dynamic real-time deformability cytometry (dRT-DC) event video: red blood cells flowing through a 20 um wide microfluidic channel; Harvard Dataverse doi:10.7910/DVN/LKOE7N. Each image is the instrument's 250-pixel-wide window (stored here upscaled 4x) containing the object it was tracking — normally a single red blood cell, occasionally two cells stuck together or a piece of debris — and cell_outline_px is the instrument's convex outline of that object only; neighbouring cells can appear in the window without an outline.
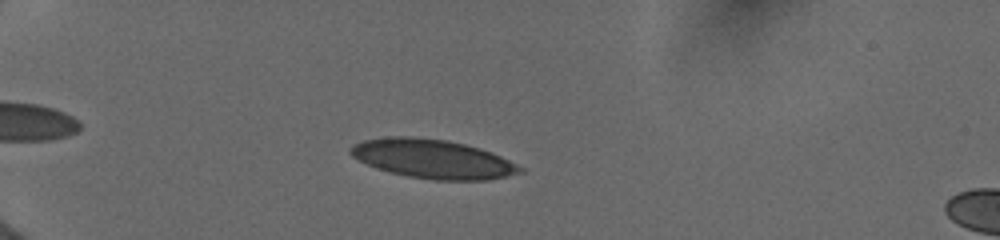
{"species": "human", "species_latin": "Homo sapiens", "temperature_condition": "cold", "stored_images_in_passage": 11, "camera_frame_rate_fps": 3000, "um_per_image_px": 0.085, "donor": {"sex": "female"}, "frame": {"image": 1, "passage_image": 5, "time_ms": 2.333, "image_size_px": [1000, 240], "cell_outline_px": [[524, 172], [508, 176], [488, 180], [432, 180], [408, 176], [388, 172], [376, 168], [352, 156], [348, 152], [348, 148], [364, 140], [388, 136], [412, 136], [448, 140], [480, 148], [500, 156], [524, 168]], "centroid_in_image_um": [36.78, 13.51], "position_along_channel_um": 48.2, "area_um2": 38.55}}
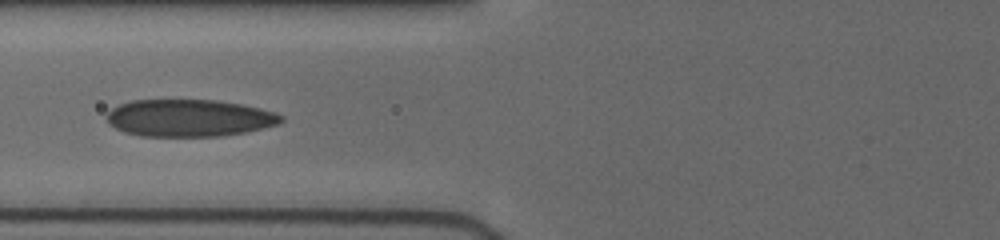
{"frame": {"image": 2, "passage_image": 10, "time_ms": 5.0, "image_size_px": [1000, 240], "cell_outline_px": [[284, 120], [280, 124], [244, 132], [220, 136], [140, 136], [124, 132], [108, 124], [104, 116], [112, 108], [120, 104], [132, 100], [216, 100], [240, 104], [260, 108], [276, 112], [284, 116]], "centroid_in_image_um": [16.07, 10.03], "position_along_channel_um": 109.7, "area_um2": 37.97}}